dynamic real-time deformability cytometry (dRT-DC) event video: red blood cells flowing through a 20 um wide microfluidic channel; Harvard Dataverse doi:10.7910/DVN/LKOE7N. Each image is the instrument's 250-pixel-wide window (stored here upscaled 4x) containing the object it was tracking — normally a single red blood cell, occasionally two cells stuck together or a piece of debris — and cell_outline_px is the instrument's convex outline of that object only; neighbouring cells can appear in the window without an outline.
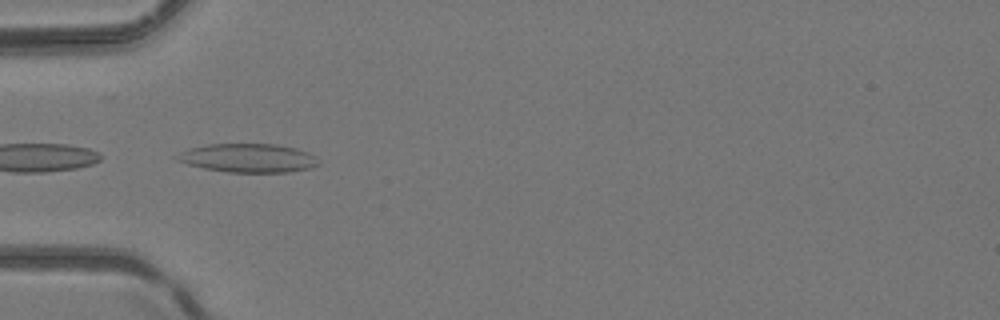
{"species": "common noctule bat (a hibernating species)", "species_latin": "Nyctalus noctula", "temperature_condition": "room temperature", "stored_images_in_passage": 7, "camera_frame_rate_fps": 3000, "um_per_image_px": 0.085, "animal": {"sex": "female", "body_mass_g": 24.6, "forearm_length_mm": 56.2}, "frame": {"image": 1, "passage_image": 5, "time_ms": 1.333, "image_size_px": [1000, 320], "cell_outline_px": [[320, 164], [308, 168], [288, 172], [228, 172], [204, 168], [188, 164], [172, 156], [188, 148], [208, 144], [276, 144], [296, 148], [308, 152]], "centroid_in_image_um": [21.05, 13.42], "position_along_channel_um": 63.9, "area_um2": 23.47}}
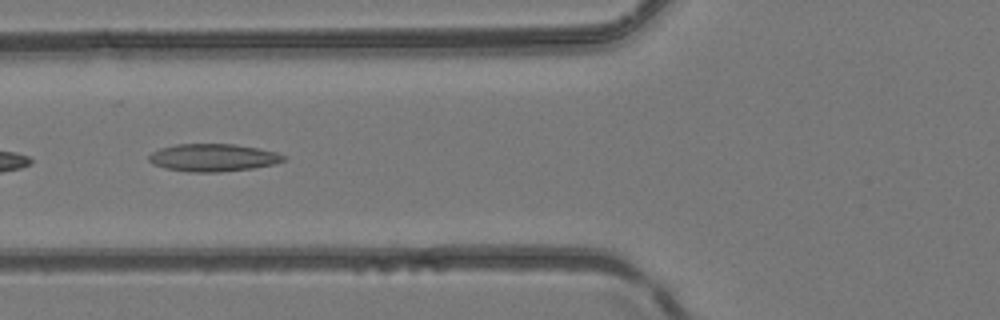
{"frame": {"image": 2, "passage_image": 6, "time_ms": 1.667, "image_size_px": [1000, 320], "cell_outline_px": [[288, 156], [284, 160], [272, 164], [252, 168], [220, 172], [192, 172], [164, 168], [152, 164], [148, 160], [148, 156], [152, 152], [160, 148], [176, 144], [232, 144], [256, 148], [276, 152]], "centroid_in_image_um": [18.07, 13.4], "position_along_channel_um": 107.7, "area_um2": 21.56}}
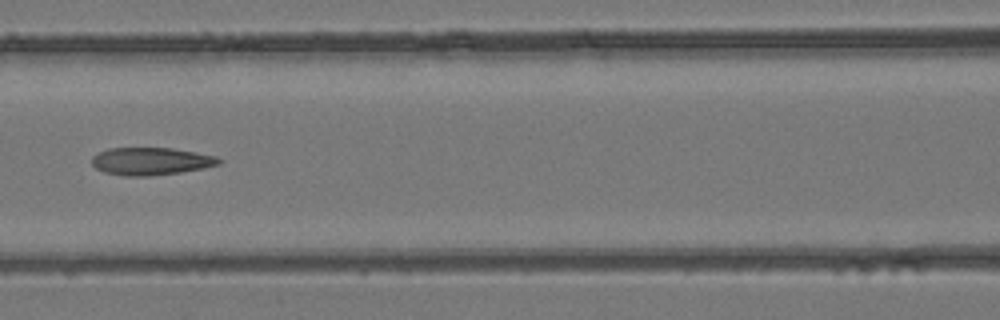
{"frame": {"image": 3, "passage_image": 7, "time_ms": 2.0, "image_size_px": [1000, 320], "cell_outline_px": [[224, 160], [220, 164], [204, 168], [180, 172], [148, 176], [124, 176], [104, 172], [96, 168], [92, 164], [92, 156], [108, 148], [172, 148], [196, 152], [216, 156]], "centroid_in_image_um": [12.85, 13.7], "position_along_channel_um": 153.7, "area_um2": 20.46}}